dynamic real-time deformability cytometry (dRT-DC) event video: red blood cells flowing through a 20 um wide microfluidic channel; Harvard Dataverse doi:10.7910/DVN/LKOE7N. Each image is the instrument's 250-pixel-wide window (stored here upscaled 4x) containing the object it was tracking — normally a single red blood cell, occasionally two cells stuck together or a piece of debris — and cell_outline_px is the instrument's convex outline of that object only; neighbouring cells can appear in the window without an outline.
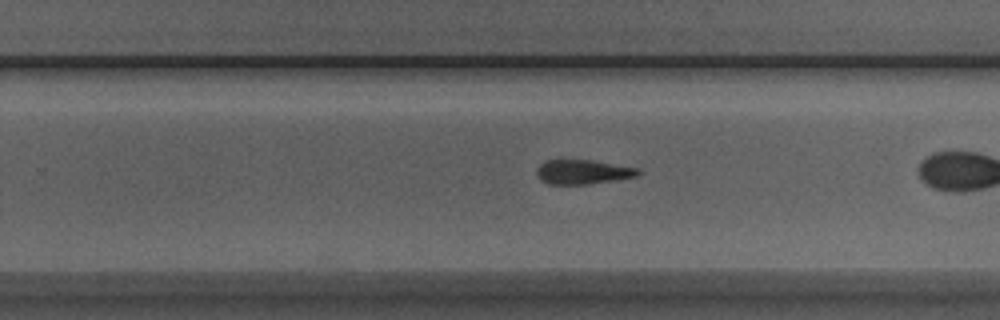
{"species": "Egyptian fruit bat (a non-hibernating species)", "species_latin": "Rousettus aegyptiacus", "temperature_condition": "room temperature", "stored_images_in_passage": 30, "camera_frame_rate_fps": 3000, "um_per_image_px": 0.085, "animal": {"sex": "male"}, "frame": {"image": 1, "passage_image": 22, "time_ms": 7.0, "image_size_px": [1000, 320], "cell_outline_px": [[640, 172], [636, 176], [588, 184], [548, 184], [540, 180], [536, 172], [536, 168], [544, 160], [592, 160], [636, 168]], "centroid_in_image_um": [49.46, 14.61], "position_along_channel_um": 280.3, "area_um2": 14.22}}